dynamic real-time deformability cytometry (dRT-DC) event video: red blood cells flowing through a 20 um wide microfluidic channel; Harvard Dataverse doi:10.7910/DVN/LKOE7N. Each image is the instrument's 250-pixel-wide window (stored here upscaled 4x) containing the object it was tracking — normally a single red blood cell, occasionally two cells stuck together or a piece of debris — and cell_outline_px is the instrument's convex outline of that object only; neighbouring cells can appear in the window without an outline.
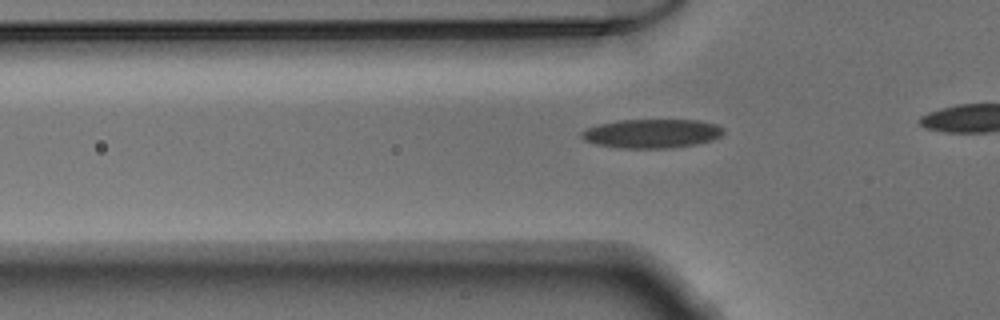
{"species": "Egyptian fruit bat (a non-hibernating species)", "species_latin": "Rousettus aegyptiacus", "temperature_condition": "warm", "stored_images_in_passage": 34, "camera_frame_rate_fps": 3000, "um_per_image_px": 0.085, "animal": {"sex": "male"}, "frame": {"image": 1, "passage_image": 10, "time_ms": 3.0, "image_size_px": [1000, 320], "cell_outline_px": [[724, 132], [720, 136], [712, 140], [696, 144], [672, 148], [616, 148], [596, 144], [584, 140], [580, 136], [580, 132], [588, 128], [600, 124], [620, 120], [700, 120], [716, 124], [724, 128]], "centroid_in_image_um": [55.41, 11.35], "position_along_channel_um": 70.4, "area_um2": 24.04}}
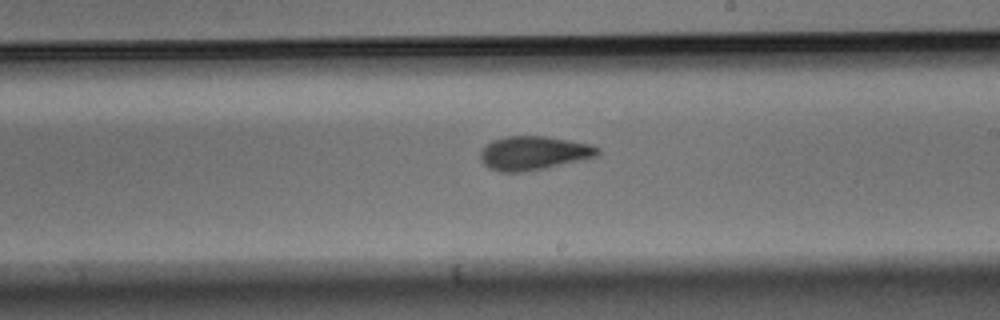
{"frame": {"image": 2, "passage_image": 23, "time_ms": 7.333, "image_size_px": [1000, 320], "cell_outline_px": [[600, 156], [588, 160], [524, 172], [500, 172], [488, 168], [480, 160], [480, 152], [492, 140], [504, 136], [544, 136], [592, 144], [600, 148]], "centroid_in_image_um": [45.42, 13.02], "position_along_channel_um": 243.6, "area_um2": 23.58}}
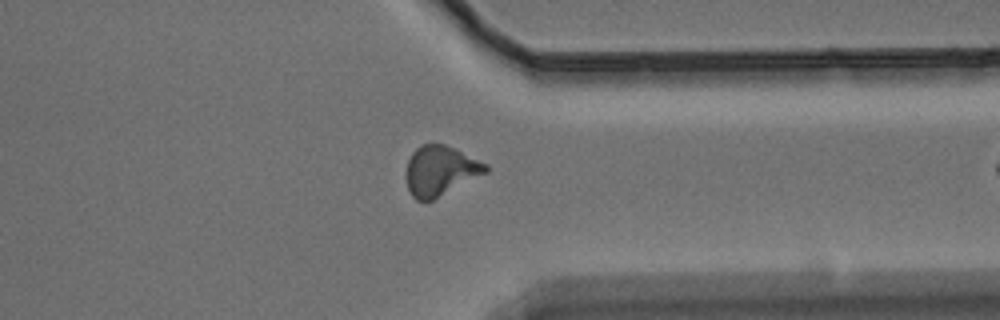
{"frame": {"image": 3, "passage_image": 33, "time_ms": 10.667, "image_size_px": [1000, 320], "cell_outline_px": [[488, 172], [432, 200], [416, 200], [412, 196], [408, 188], [404, 172], [408, 160], [412, 152], [420, 144], [444, 144], [456, 148], [488, 164]], "centroid_in_image_um": [37.41, 14.49], "position_along_channel_um": 374.0, "area_um2": 23.29}}